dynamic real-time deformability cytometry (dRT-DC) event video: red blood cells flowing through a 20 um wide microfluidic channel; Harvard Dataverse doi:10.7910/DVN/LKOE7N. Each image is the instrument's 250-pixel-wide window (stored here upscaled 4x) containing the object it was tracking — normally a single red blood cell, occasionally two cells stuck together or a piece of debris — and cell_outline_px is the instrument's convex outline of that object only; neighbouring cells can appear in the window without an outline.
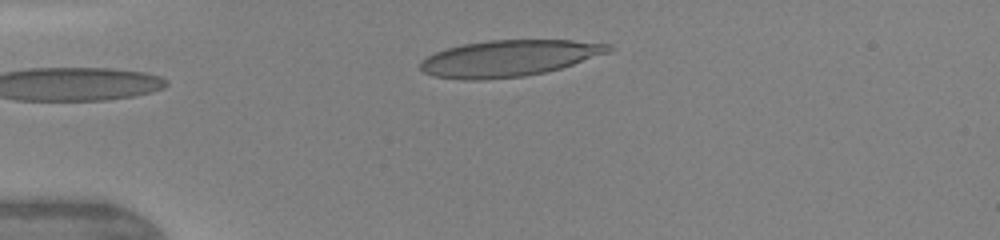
{"species": "human", "species_latin": "Homo sapiens", "temperature_condition": "warm", "stored_images_in_passage": 3, "camera_frame_rate_fps": 3000, "um_per_image_px": 0.085, "donor": {"sex": "female"}, "frame": {"image": 1, "passage_image": 3, "time_ms": 2.0, "image_size_px": [1000, 240], "cell_outline_px": [[612, 52], [560, 68], [544, 72], [524, 76], [484, 80], [460, 80], [432, 76], [424, 72], [420, 68], [420, 60], [436, 52], [448, 48], [464, 44], [488, 40], [572, 40], [612, 44]], "centroid_in_image_um": [43.26, 4.96], "position_along_channel_um": 41.7, "area_um2": 40.0}}